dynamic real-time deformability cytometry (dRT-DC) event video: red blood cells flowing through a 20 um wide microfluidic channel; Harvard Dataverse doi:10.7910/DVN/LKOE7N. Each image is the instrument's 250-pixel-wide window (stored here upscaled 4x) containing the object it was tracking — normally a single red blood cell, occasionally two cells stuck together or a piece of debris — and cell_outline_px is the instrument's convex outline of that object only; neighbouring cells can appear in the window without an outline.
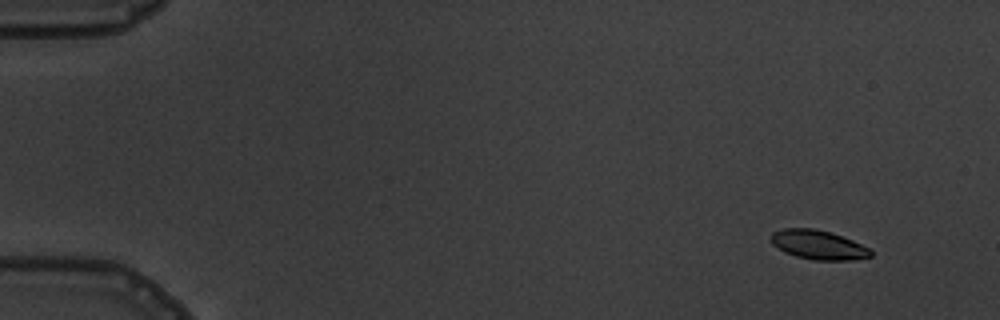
{"species": "common noctule bat (a hibernating species)", "species_latin": "Nyctalus noctula", "temperature_condition": "warm", "stored_images_in_passage": 5, "camera_frame_rate_fps": 3000, "um_per_image_px": 0.085, "animal": {"sex": "male", "body_mass_g": 19.5, "forearm_length_mm": 54.6}, "frame": {"image": 1, "passage_image": 1, "time_ms": 0.0, "image_size_px": [1000, 320], "cell_outline_px": [[872, 256], [852, 260], [812, 260], [796, 256], [784, 252], [772, 244], [772, 232], [784, 228], [812, 228], [832, 232], [852, 240], [868, 248], [872, 252]], "centroid_in_image_um": [69.55, 20.81], "position_along_channel_um": 15.5, "area_um2": 16.94}}
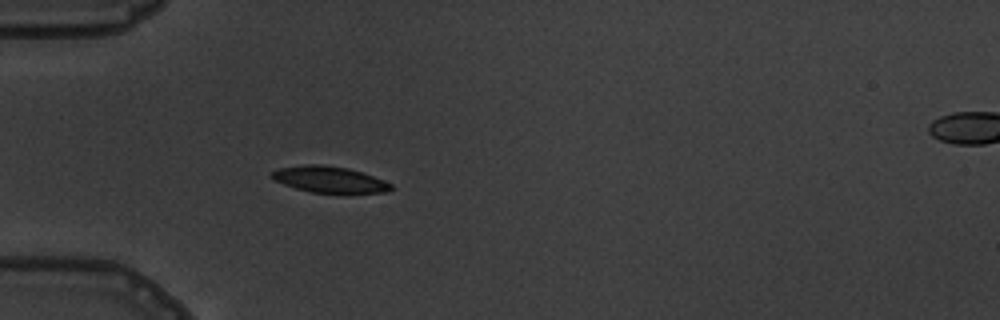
{"frame": {"image": 2, "passage_image": 4, "time_ms": 4.333, "image_size_px": [1000, 320], "cell_outline_px": [[392, 188], [388, 192], [312, 192], [296, 188], [284, 184], [268, 176], [276, 168], [308, 164], [324, 164], [348, 168], [372, 176], [392, 184]], "centroid_in_image_um": [27.94, 15.23], "position_along_channel_um": 57.1, "area_um2": 17.92}}